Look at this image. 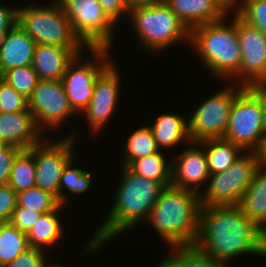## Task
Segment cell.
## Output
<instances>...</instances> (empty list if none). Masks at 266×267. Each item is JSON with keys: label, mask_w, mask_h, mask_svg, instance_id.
<instances>
[{"label": "cell", "mask_w": 266, "mask_h": 267, "mask_svg": "<svg viewBox=\"0 0 266 267\" xmlns=\"http://www.w3.org/2000/svg\"><path fill=\"white\" fill-rule=\"evenodd\" d=\"M194 245L225 265L242 254L266 257V237L237 205L201 207Z\"/></svg>", "instance_id": "1"}, {"label": "cell", "mask_w": 266, "mask_h": 267, "mask_svg": "<svg viewBox=\"0 0 266 267\" xmlns=\"http://www.w3.org/2000/svg\"><path fill=\"white\" fill-rule=\"evenodd\" d=\"M122 171L113 207L104 223L88 241L84 248L85 252L97 251L106 242L113 240V237L128 232L142 219L147 220L161 191L165 188L160 182L139 176L126 166H123Z\"/></svg>", "instance_id": "2"}, {"label": "cell", "mask_w": 266, "mask_h": 267, "mask_svg": "<svg viewBox=\"0 0 266 267\" xmlns=\"http://www.w3.org/2000/svg\"><path fill=\"white\" fill-rule=\"evenodd\" d=\"M200 209L198 193L167 186L161 191L147 220L169 247L194 245L198 237Z\"/></svg>", "instance_id": "3"}, {"label": "cell", "mask_w": 266, "mask_h": 267, "mask_svg": "<svg viewBox=\"0 0 266 267\" xmlns=\"http://www.w3.org/2000/svg\"><path fill=\"white\" fill-rule=\"evenodd\" d=\"M227 25L222 19L193 27L190 30V44L196 50L211 73L223 79L232 78L241 62V48L237 36V14Z\"/></svg>", "instance_id": "4"}, {"label": "cell", "mask_w": 266, "mask_h": 267, "mask_svg": "<svg viewBox=\"0 0 266 267\" xmlns=\"http://www.w3.org/2000/svg\"><path fill=\"white\" fill-rule=\"evenodd\" d=\"M128 15L141 46L150 51L161 52L182 39L190 44V30L163 0L134 7Z\"/></svg>", "instance_id": "5"}, {"label": "cell", "mask_w": 266, "mask_h": 267, "mask_svg": "<svg viewBox=\"0 0 266 267\" xmlns=\"http://www.w3.org/2000/svg\"><path fill=\"white\" fill-rule=\"evenodd\" d=\"M17 23L38 44L85 48L74 34L59 2L18 8Z\"/></svg>", "instance_id": "6"}, {"label": "cell", "mask_w": 266, "mask_h": 267, "mask_svg": "<svg viewBox=\"0 0 266 267\" xmlns=\"http://www.w3.org/2000/svg\"><path fill=\"white\" fill-rule=\"evenodd\" d=\"M262 164L261 152H244L225 171L210 174L206 192L199 193L201 207L237 205Z\"/></svg>", "instance_id": "7"}, {"label": "cell", "mask_w": 266, "mask_h": 267, "mask_svg": "<svg viewBox=\"0 0 266 267\" xmlns=\"http://www.w3.org/2000/svg\"><path fill=\"white\" fill-rule=\"evenodd\" d=\"M74 34L87 49H109L113 44L114 22L98 0H57Z\"/></svg>", "instance_id": "8"}, {"label": "cell", "mask_w": 266, "mask_h": 267, "mask_svg": "<svg viewBox=\"0 0 266 267\" xmlns=\"http://www.w3.org/2000/svg\"><path fill=\"white\" fill-rule=\"evenodd\" d=\"M223 138L238 145L244 152H262L265 147L261 104L247 86L236 95L232 103Z\"/></svg>", "instance_id": "9"}, {"label": "cell", "mask_w": 266, "mask_h": 267, "mask_svg": "<svg viewBox=\"0 0 266 267\" xmlns=\"http://www.w3.org/2000/svg\"><path fill=\"white\" fill-rule=\"evenodd\" d=\"M227 85L199 105L193 115L187 119L191 142L224 137L232 103L236 95L245 87L239 83Z\"/></svg>", "instance_id": "10"}, {"label": "cell", "mask_w": 266, "mask_h": 267, "mask_svg": "<svg viewBox=\"0 0 266 267\" xmlns=\"http://www.w3.org/2000/svg\"><path fill=\"white\" fill-rule=\"evenodd\" d=\"M88 50L94 60L83 62L84 53L77 55L61 78L69 105L76 114L89 105L97 77L111 63L107 57L109 49Z\"/></svg>", "instance_id": "11"}, {"label": "cell", "mask_w": 266, "mask_h": 267, "mask_svg": "<svg viewBox=\"0 0 266 267\" xmlns=\"http://www.w3.org/2000/svg\"><path fill=\"white\" fill-rule=\"evenodd\" d=\"M38 128L56 129L69 116L76 113L70 107L61 80L40 79L32 95L27 99Z\"/></svg>", "instance_id": "12"}, {"label": "cell", "mask_w": 266, "mask_h": 267, "mask_svg": "<svg viewBox=\"0 0 266 267\" xmlns=\"http://www.w3.org/2000/svg\"><path fill=\"white\" fill-rule=\"evenodd\" d=\"M69 136L53 143L46 140L34 145L36 187L50 192L58 199L61 174L75 154L73 149L76 140L74 135Z\"/></svg>", "instance_id": "13"}, {"label": "cell", "mask_w": 266, "mask_h": 267, "mask_svg": "<svg viewBox=\"0 0 266 267\" xmlns=\"http://www.w3.org/2000/svg\"><path fill=\"white\" fill-rule=\"evenodd\" d=\"M237 36L241 48L239 71L231 78L249 86L266 80V35L237 15Z\"/></svg>", "instance_id": "14"}, {"label": "cell", "mask_w": 266, "mask_h": 267, "mask_svg": "<svg viewBox=\"0 0 266 267\" xmlns=\"http://www.w3.org/2000/svg\"><path fill=\"white\" fill-rule=\"evenodd\" d=\"M120 80L114 63H110L97 77L91 101L81 112L92 130H101L114 113L120 93Z\"/></svg>", "instance_id": "15"}, {"label": "cell", "mask_w": 266, "mask_h": 267, "mask_svg": "<svg viewBox=\"0 0 266 267\" xmlns=\"http://www.w3.org/2000/svg\"><path fill=\"white\" fill-rule=\"evenodd\" d=\"M172 161L171 186L200 193L199 188L210 176L204 147L199 142H190Z\"/></svg>", "instance_id": "16"}, {"label": "cell", "mask_w": 266, "mask_h": 267, "mask_svg": "<svg viewBox=\"0 0 266 267\" xmlns=\"http://www.w3.org/2000/svg\"><path fill=\"white\" fill-rule=\"evenodd\" d=\"M40 134L42 136V131L29 109L12 113L0 112V140L9 146L30 149L43 141Z\"/></svg>", "instance_id": "17"}, {"label": "cell", "mask_w": 266, "mask_h": 267, "mask_svg": "<svg viewBox=\"0 0 266 267\" xmlns=\"http://www.w3.org/2000/svg\"><path fill=\"white\" fill-rule=\"evenodd\" d=\"M37 43L16 23L0 40V75L8 70L32 65Z\"/></svg>", "instance_id": "18"}, {"label": "cell", "mask_w": 266, "mask_h": 267, "mask_svg": "<svg viewBox=\"0 0 266 267\" xmlns=\"http://www.w3.org/2000/svg\"><path fill=\"white\" fill-rule=\"evenodd\" d=\"M83 52H85L84 48L38 44L31 66L38 74L39 79L61 80L68 65Z\"/></svg>", "instance_id": "19"}, {"label": "cell", "mask_w": 266, "mask_h": 267, "mask_svg": "<svg viewBox=\"0 0 266 267\" xmlns=\"http://www.w3.org/2000/svg\"><path fill=\"white\" fill-rule=\"evenodd\" d=\"M191 30L198 25L226 19L227 13L214 0H163Z\"/></svg>", "instance_id": "20"}, {"label": "cell", "mask_w": 266, "mask_h": 267, "mask_svg": "<svg viewBox=\"0 0 266 267\" xmlns=\"http://www.w3.org/2000/svg\"><path fill=\"white\" fill-rule=\"evenodd\" d=\"M150 127L160 150L164 147L179 146L182 141L188 145L191 142L188 135V121L177 113L161 114Z\"/></svg>", "instance_id": "21"}, {"label": "cell", "mask_w": 266, "mask_h": 267, "mask_svg": "<svg viewBox=\"0 0 266 267\" xmlns=\"http://www.w3.org/2000/svg\"><path fill=\"white\" fill-rule=\"evenodd\" d=\"M237 206L258 226L266 219V166L262 164L257 170Z\"/></svg>", "instance_id": "22"}, {"label": "cell", "mask_w": 266, "mask_h": 267, "mask_svg": "<svg viewBox=\"0 0 266 267\" xmlns=\"http://www.w3.org/2000/svg\"><path fill=\"white\" fill-rule=\"evenodd\" d=\"M204 147L210 174L225 171L244 152L238 145L224 138H211L199 141Z\"/></svg>", "instance_id": "23"}, {"label": "cell", "mask_w": 266, "mask_h": 267, "mask_svg": "<svg viewBox=\"0 0 266 267\" xmlns=\"http://www.w3.org/2000/svg\"><path fill=\"white\" fill-rule=\"evenodd\" d=\"M64 208L61 205L56 211L42 214L39 220L33 225L27 233L30 247L45 250V247H52L59 239L64 237L63 224L59 219V211Z\"/></svg>", "instance_id": "24"}, {"label": "cell", "mask_w": 266, "mask_h": 267, "mask_svg": "<svg viewBox=\"0 0 266 267\" xmlns=\"http://www.w3.org/2000/svg\"><path fill=\"white\" fill-rule=\"evenodd\" d=\"M170 249L172 253L163 258L156 267H228L195 245L172 246Z\"/></svg>", "instance_id": "25"}, {"label": "cell", "mask_w": 266, "mask_h": 267, "mask_svg": "<svg viewBox=\"0 0 266 267\" xmlns=\"http://www.w3.org/2000/svg\"><path fill=\"white\" fill-rule=\"evenodd\" d=\"M167 161L159 151L152 155L134 160L128 168L146 179L160 182L164 187L171 186L172 162Z\"/></svg>", "instance_id": "26"}, {"label": "cell", "mask_w": 266, "mask_h": 267, "mask_svg": "<svg viewBox=\"0 0 266 267\" xmlns=\"http://www.w3.org/2000/svg\"><path fill=\"white\" fill-rule=\"evenodd\" d=\"M8 185L16 193L36 187L34 146L17 154L12 164Z\"/></svg>", "instance_id": "27"}, {"label": "cell", "mask_w": 266, "mask_h": 267, "mask_svg": "<svg viewBox=\"0 0 266 267\" xmlns=\"http://www.w3.org/2000/svg\"><path fill=\"white\" fill-rule=\"evenodd\" d=\"M160 149L156 144L153 131L148 125L136 129L129 135L124 150L123 166L128 167L134 160L158 153Z\"/></svg>", "instance_id": "28"}, {"label": "cell", "mask_w": 266, "mask_h": 267, "mask_svg": "<svg viewBox=\"0 0 266 267\" xmlns=\"http://www.w3.org/2000/svg\"><path fill=\"white\" fill-rule=\"evenodd\" d=\"M30 248L27 233L10 223L0 225V267L7 266L15 257Z\"/></svg>", "instance_id": "29"}, {"label": "cell", "mask_w": 266, "mask_h": 267, "mask_svg": "<svg viewBox=\"0 0 266 267\" xmlns=\"http://www.w3.org/2000/svg\"><path fill=\"white\" fill-rule=\"evenodd\" d=\"M74 159L72 158L63 169L59 181V202L65 206L67 197L64 192L69 191L72 194H83L91 185L92 174L81 168H74ZM66 189V191H64Z\"/></svg>", "instance_id": "30"}, {"label": "cell", "mask_w": 266, "mask_h": 267, "mask_svg": "<svg viewBox=\"0 0 266 267\" xmlns=\"http://www.w3.org/2000/svg\"><path fill=\"white\" fill-rule=\"evenodd\" d=\"M17 205L46 214L56 211L62 204L50 192L44 191L39 187H33L17 193Z\"/></svg>", "instance_id": "31"}, {"label": "cell", "mask_w": 266, "mask_h": 267, "mask_svg": "<svg viewBox=\"0 0 266 267\" xmlns=\"http://www.w3.org/2000/svg\"><path fill=\"white\" fill-rule=\"evenodd\" d=\"M0 78L25 98H29L39 82V76L31 65L4 71Z\"/></svg>", "instance_id": "32"}, {"label": "cell", "mask_w": 266, "mask_h": 267, "mask_svg": "<svg viewBox=\"0 0 266 267\" xmlns=\"http://www.w3.org/2000/svg\"><path fill=\"white\" fill-rule=\"evenodd\" d=\"M239 4L234 12L266 35V0H242Z\"/></svg>", "instance_id": "33"}, {"label": "cell", "mask_w": 266, "mask_h": 267, "mask_svg": "<svg viewBox=\"0 0 266 267\" xmlns=\"http://www.w3.org/2000/svg\"><path fill=\"white\" fill-rule=\"evenodd\" d=\"M27 109V98L0 78V112L12 113Z\"/></svg>", "instance_id": "34"}, {"label": "cell", "mask_w": 266, "mask_h": 267, "mask_svg": "<svg viewBox=\"0 0 266 267\" xmlns=\"http://www.w3.org/2000/svg\"><path fill=\"white\" fill-rule=\"evenodd\" d=\"M41 216L42 213L17 205L10 217L9 223L20 231L28 233Z\"/></svg>", "instance_id": "35"}, {"label": "cell", "mask_w": 266, "mask_h": 267, "mask_svg": "<svg viewBox=\"0 0 266 267\" xmlns=\"http://www.w3.org/2000/svg\"><path fill=\"white\" fill-rule=\"evenodd\" d=\"M38 248L30 247L17 257H15L5 267H45L46 266V252Z\"/></svg>", "instance_id": "36"}, {"label": "cell", "mask_w": 266, "mask_h": 267, "mask_svg": "<svg viewBox=\"0 0 266 267\" xmlns=\"http://www.w3.org/2000/svg\"><path fill=\"white\" fill-rule=\"evenodd\" d=\"M17 206V193L9 186H0V225L9 223Z\"/></svg>", "instance_id": "37"}, {"label": "cell", "mask_w": 266, "mask_h": 267, "mask_svg": "<svg viewBox=\"0 0 266 267\" xmlns=\"http://www.w3.org/2000/svg\"><path fill=\"white\" fill-rule=\"evenodd\" d=\"M21 150L18 147L9 146L0 153V186L8 185L13 161Z\"/></svg>", "instance_id": "38"}, {"label": "cell", "mask_w": 266, "mask_h": 267, "mask_svg": "<svg viewBox=\"0 0 266 267\" xmlns=\"http://www.w3.org/2000/svg\"><path fill=\"white\" fill-rule=\"evenodd\" d=\"M103 11L115 23L123 15H127L129 9L126 7L123 0H98Z\"/></svg>", "instance_id": "39"}, {"label": "cell", "mask_w": 266, "mask_h": 267, "mask_svg": "<svg viewBox=\"0 0 266 267\" xmlns=\"http://www.w3.org/2000/svg\"><path fill=\"white\" fill-rule=\"evenodd\" d=\"M18 8L6 7L0 3V40L17 23Z\"/></svg>", "instance_id": "40"}, {"label": "cell", "mask_w": 266, "mask_h": 267, "mask_svg": "<svg viewBox=\"0 0 266 267\" xmlns=\"http://www.w3.org/2000/svg\"><path fill=\"white\" fill-rule=\"evenodd\" d=\"M247 87L259 98L262 108L263 132L266 138V85L264 83H256Z\"/></svg>", "instance_id": "41"}, {"label": "cell", "mask_w": 266, "mask_h": 267, "mask_svg": "<svg viewBox=\"0 0 266 267\" xmlns=\"http://www.w3.org/2000/svg\"><path fill=\"white\" fill-rule=\"evenodd\" d=\"M126 7L130 10L134 7L145 6L161 2L162 0H123Z\"/></svg>", "instance_id": "42"}, {"label": "cell", "mask_w": 266, "mask_h": 267, "mask_svg": "<svg viewBox=\"0 0 266 267\" xmlns=\"http://www.w3.org/2000/svg\"><path fill=\"white\" fill-rule=\"evenodd\" d=\"M226 13L229 14L230 9L234 7V5H240L236 3V0H214Z\"/></svg>", "instance_id": "43"}, {"label": "cell", "mask_w": 266, "mask_h": 267, "mask_svg": "<svg viewBox=\"0 0 266 267\" xmlns=\"http://www.w3.org/2000/svg\"><path fill=\"white\" fill-rule=\"evenodd\" d=\"M261 233L266 237V219L259 225Z\"/></svg>", "instance_id": "44"}, {"label": "cell", "mask_w": 266, "mask_h": 267, "mask_svg": "<svg viewBox=\"0 0 266 267\" xmlns=\"http://www.w3.org/2000/svg\"><path fill=\"white\" fill-rule=\"evenodd\" d=\"M8 147L9 145L6 142L0 140V153L5 151Z\"/></svg>", "instance_id": "45"}, {"label": "cell", "mask_w": 266, "mask_h": 267, "mask_svg": "<svg viewBox=\"0 0 266 267\" xmlns=\"http://www.w3.org/2000/svg\"><path fill=\"white\" fill-rule=\"evenodd\" d=\"M261 153H262V163L264 166H266V143H265V147Z\"/></svg>", "instance_id": "46"}, {"label": "cell", "mask_w": 266, "mask_h": 267, "mask_svg": "<svg viewBox=\"0 0 266 267\" xmlns=\"http://www.w3.org/2000/svg\"><path fill=\"white\" fill-rule=\"evenodd\" d=\"M45 267H64V266H60V265H53V264H52V265H51V264H49V265H48V264H47Z\"/></svg>", "instance_id": "47"}]
</instances>
